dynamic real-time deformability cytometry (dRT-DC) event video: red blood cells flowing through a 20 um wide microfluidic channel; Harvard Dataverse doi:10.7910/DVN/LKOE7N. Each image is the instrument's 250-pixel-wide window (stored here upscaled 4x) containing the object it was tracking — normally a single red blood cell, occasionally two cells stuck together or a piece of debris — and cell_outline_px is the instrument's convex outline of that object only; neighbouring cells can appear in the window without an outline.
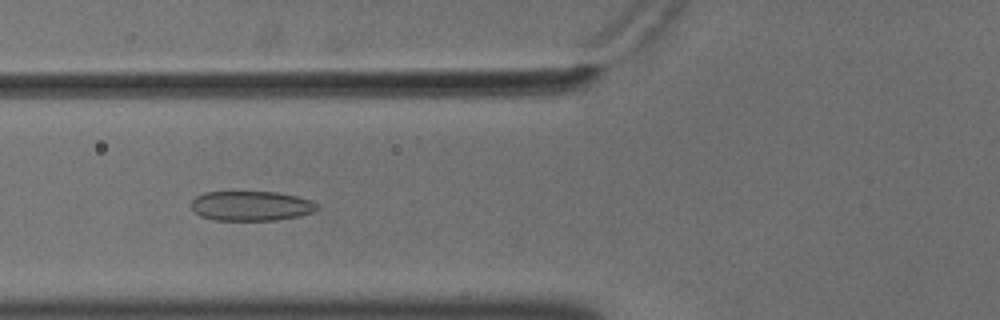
{"species": "common noctule bat (a hibernating species)", "species_latin": "Nyctalus noctula", "temperature_condition": "cold", "stored_images_in_passage": 57, "camera_frame_rate_fps": 3000, "um_per_image_px": 0.085, "animal": {"sex": "male", "body_mass_g": 18.8}, "frame": {"image": 1, "passage_image": 23, "time_ms": 7.333, "image_size_px": [1000, 320], "cell_outline_px": [[320, 208], [312, 212], [296, 216], [276, 220], [216, 220], [200, 216], [192, 208], [192, 200], [196, 196], [204, 192], [276, 192], [296, 196], [312, 200]], "centroid_in_image_um": [21.34, 17.5], "position_along_channel_um": 104.5, "area_um2": 21.68}}
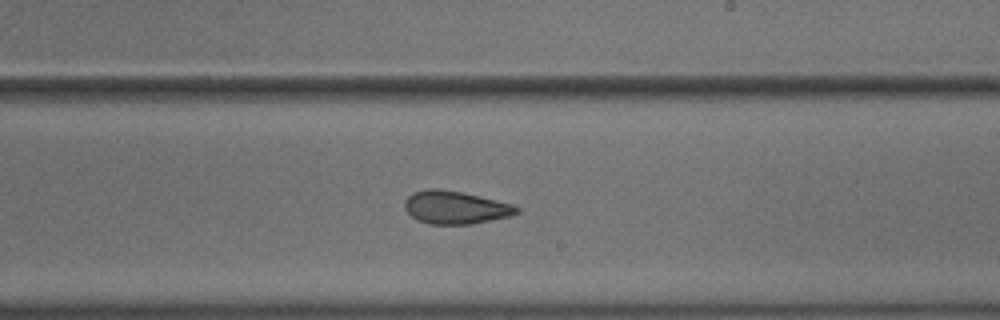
{"frame": {"image": 2, "passage_image": 35, "time_ms": 11.333, "image_size_px": [1000, 320], "cell_outline_px": [[520, 212], [508, 216], [468, 224], [428, 224], [416, 220], [404, 208], [404, 200], [412, 192], [428, 188], [440, 188], [460, 192], [496, 200], [512, 204], [520, 208]], "centroid_in_image_um": [38.65, 17.62], "position_along_channel_um": 250.4, "area_um2": 21.39}}
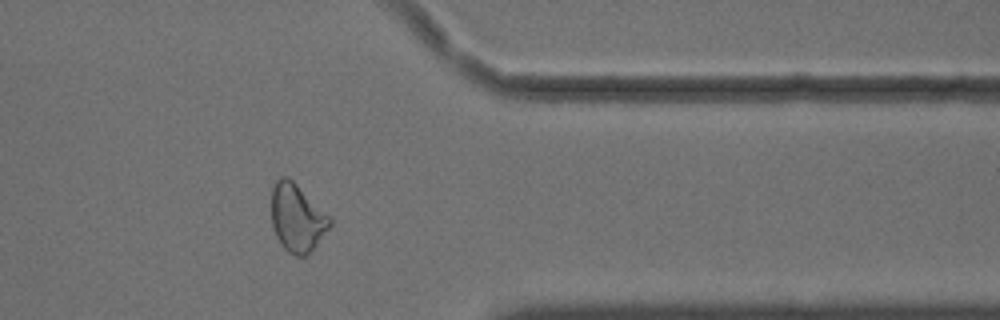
{"frame": {"image": 3, "passage_image": 47, "time_ms": 15.333, "image_size_px": [1000, 320], "cell_outline_px": [[332, 224], [316, 244], [304, 256], [296, 256], [288, 252], [280, 244], [276, 236], [272, 224], [272, 188], [276, 180], [280, 176], [288, 176], [332, 220]], "centroid_in_image_um": [25.21, 18.52], "position_along_channel_um": 386.2, "area_um2": 22.54}, "authors_computed_cell_mechanics": {"area_um2": 23.987, "velocity_mm_per_s": 3.6316, "shape_relaxation_time_tau1_ms": null, "shape_relaxation_time_tau2_ms": 3.1058, "deformation_change_tau1": null, "deformation_change_tau2": 0.099}}